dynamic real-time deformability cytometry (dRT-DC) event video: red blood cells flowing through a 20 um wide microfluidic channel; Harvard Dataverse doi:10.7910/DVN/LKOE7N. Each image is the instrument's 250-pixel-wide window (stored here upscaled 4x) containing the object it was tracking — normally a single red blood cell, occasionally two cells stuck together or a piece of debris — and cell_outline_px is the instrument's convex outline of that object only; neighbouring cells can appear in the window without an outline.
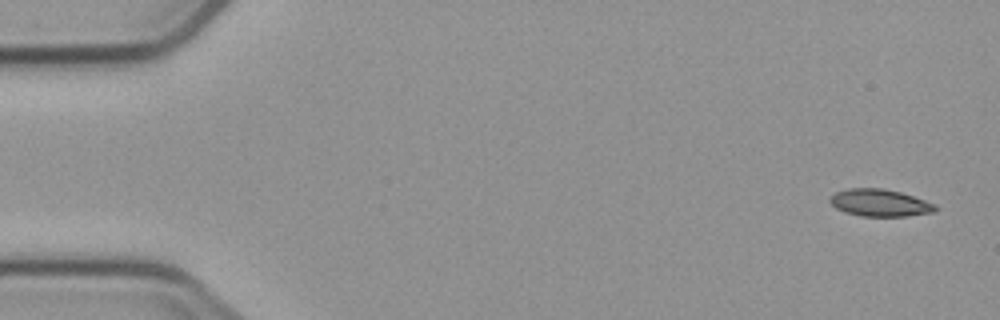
{"species": "common noctule bat (a hibernating species)", "species_latin": "Nyctalus noctula", "temperature_condition": "cold", "stored_images_in_passage": 3, "camera_frame_rate_fps": 3000, "um_per_image_px": 0.085, "animal": {"sex": "male", "body_mass_g": 23.1, "forearm_length_mm": 52.7}, "frame": {"image": 1, "passage_image": 1, "time_ms": 0.0, "image_size_px": [1000, 320], "cell_outline_px": [[940, 208], [932, 212], [908, 216], [860, 216], [844, 212], [836, 208], [828, 200], [836, 192], [848, 188], [884, 188], [900, 192], [936, 204]], "centroid_in_image_um": [74.79, 17.24], "position_along_channel_um": 10.2, "area_um2": 16.7}}
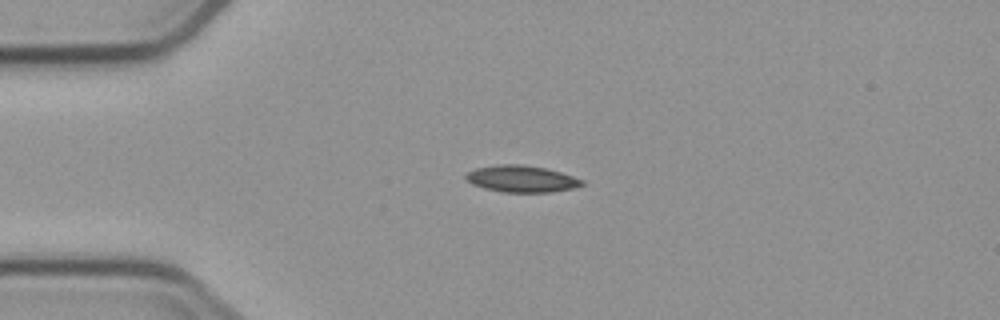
{"frame": {"image": 2, "passage_image": 2, "time_ms": 3.667, "image_size_px": [1000, 320], "cell_outline_px": [[584, 184], [572, 188], [548, 192], [504, 192], [484, 188], [472, 184], [464, 176], [468, 172], [476, 168], [500, 164], [520, 164], [544, 168], [560, 172], [584, 180]], "centroid_in_image_um": [44.31, 15.2], "position_along_channel_um": 40.7, "area_um2": 17.8}}